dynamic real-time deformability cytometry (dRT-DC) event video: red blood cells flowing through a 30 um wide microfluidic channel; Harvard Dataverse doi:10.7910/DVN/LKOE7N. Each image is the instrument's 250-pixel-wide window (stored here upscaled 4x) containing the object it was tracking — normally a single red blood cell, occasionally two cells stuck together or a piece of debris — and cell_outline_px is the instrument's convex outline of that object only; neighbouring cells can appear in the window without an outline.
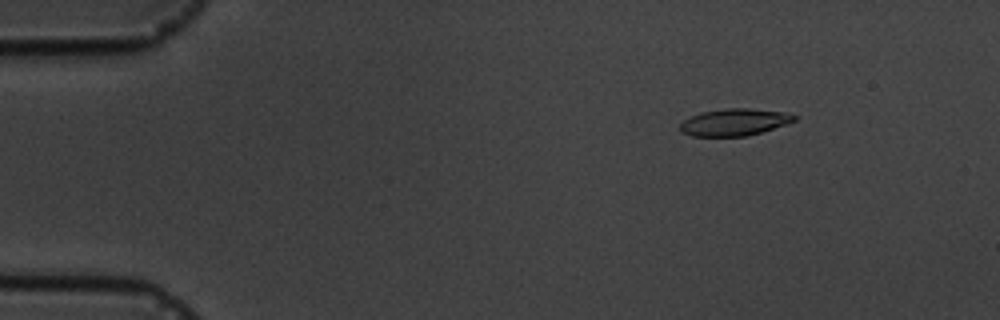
{"species": "common noctule bat (a hibernating species)", "species_latin": "Nyctalus noctula", "temperature_condition": "cold", "stored_images_in_passage": 6, "camera_frame_rate_fps": 3000, "um_per_image_px": 0.085, "animal": {"sex": "male", "body_mass_g": 19.5, "forearm_length_mm": 54.6}, "frame": {"image": 1, "passage_image": 3, "time_ms": 2.0, "image_size_px": [1000, 320], "cell_outline_px": [[796, 120], [748, 136], [692, 136], [680, 132], [680, 124], [684, 120], [700, 112], [728, 108], [748, 108], [788, 112], [796, 116]], "centroid_in_image_um": [62.4, 10.38], "position_along_channel_um": 22.6, "area_um2": 17.86}}
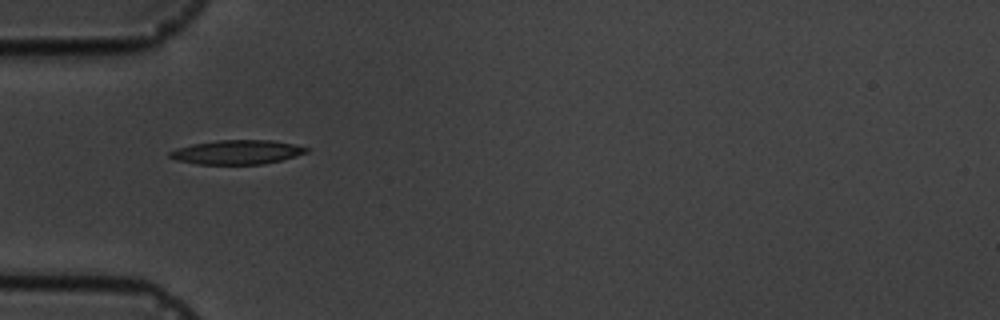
{"frame": {"image": 2, "passage_image": 5, "time_ms": 5.333, "image_size_px": [1000, 320], "cell_outline_px": [[312, 148], [308, 152], [296, 156], [264, 164], [196, 164], [176, 160], [168, 156], [168, 152], [176, 148], [192, 144], [220, 140], [272, 140], [296, 144]], "centroid_in_image_um": [20.18, 12.93], "position_along_channel_um": 64.8, "area_um2": 19.42}}
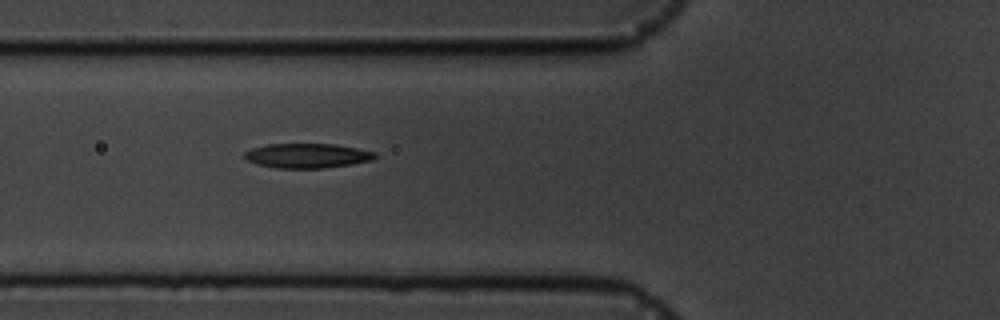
{"frame": {"image": 3, "passage_image": 6, "time_ms": 6.333, "image_size_px": [1000, 320], "cell_outline_px": [[376, 156], [372, 160], [352, 164], [324, 168], [276, 168], [256, 164], [248, 160], [244, 156], [244, 152], [252, 148], [268, 144], [332, 144], [356, 148], [376, 152]], "centroid_in_image_um": [26.1, 13.24], "position_along_channel_um": 99.7, "area_um2": 18.61}}